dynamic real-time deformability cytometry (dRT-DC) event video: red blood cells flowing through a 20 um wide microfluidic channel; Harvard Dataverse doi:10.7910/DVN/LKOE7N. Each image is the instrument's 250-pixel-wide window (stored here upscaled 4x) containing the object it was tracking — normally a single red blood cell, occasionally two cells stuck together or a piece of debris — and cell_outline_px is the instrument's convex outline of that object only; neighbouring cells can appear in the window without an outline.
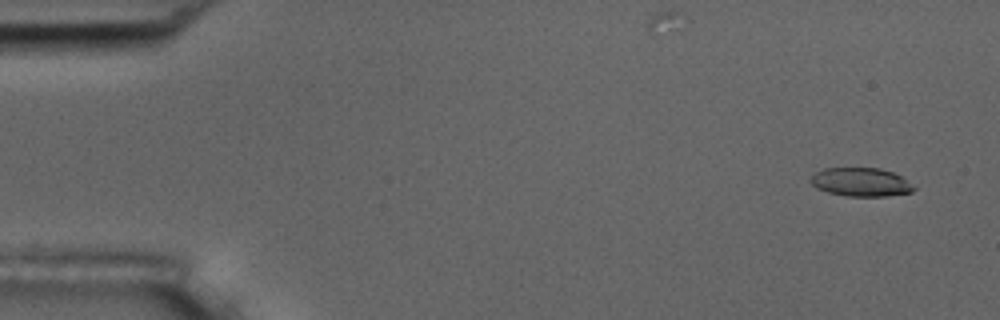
{"species": "common noctule bat (a hibernating species)", "species_latin": "Nyctalus noctula", "temperature_condition": "room temperature", "stored_images_in_passage": 4, "camera_frame_rate_fps": 3000, "um_per_image_px": 0.085, "animal": {"sex": "male", "body_mass_g": 17.5, "forearm_length_mm": 52.3}, "frame": {"image": 1, "passage_image": 1, "time_ms": 0.0, "image_size_px": [1000, 320], "cell_outline_px": [[916, 188], [912, 192], [888, 196], [848, 196], [828, 192], [816, 188], [808, 180], [816, 172], [824, 168], [880, 168], [892, 172], [900, 176]], "centroid_in_image_um": [73.15, 15.48], "position_along_channel_um": 11.8, "area_um2": 17.11}}
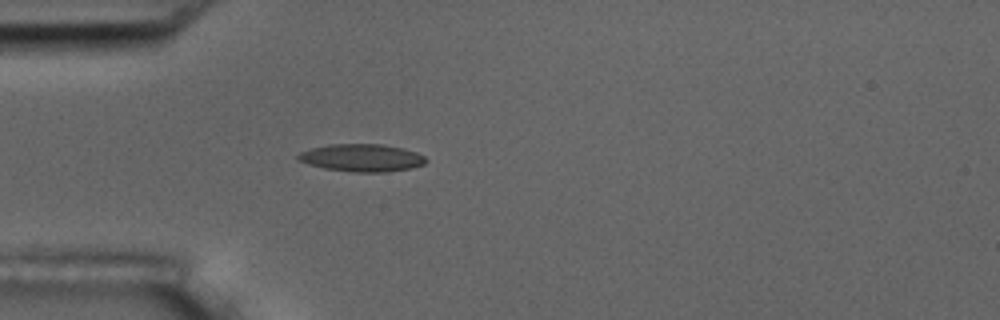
{"frame": {"image": 2, "passage_image": 4, "time_ms": 4.333, "image_size_px": [1000, 320], "cell_outline_px": [[428, 160], [424, 164], [412, 168], [384, 172], [356, 172], [324, 168], [308, 164], [296, 160], [296, 156], [300, 152], [312, 148], [328, 144], [380, 144], [404, 148], [416, 152], [424, 156]], "centroid_in_image_um": [30.75, 13.41], "position_along_channel_um": 54.3, "area_um2": 20.58}}